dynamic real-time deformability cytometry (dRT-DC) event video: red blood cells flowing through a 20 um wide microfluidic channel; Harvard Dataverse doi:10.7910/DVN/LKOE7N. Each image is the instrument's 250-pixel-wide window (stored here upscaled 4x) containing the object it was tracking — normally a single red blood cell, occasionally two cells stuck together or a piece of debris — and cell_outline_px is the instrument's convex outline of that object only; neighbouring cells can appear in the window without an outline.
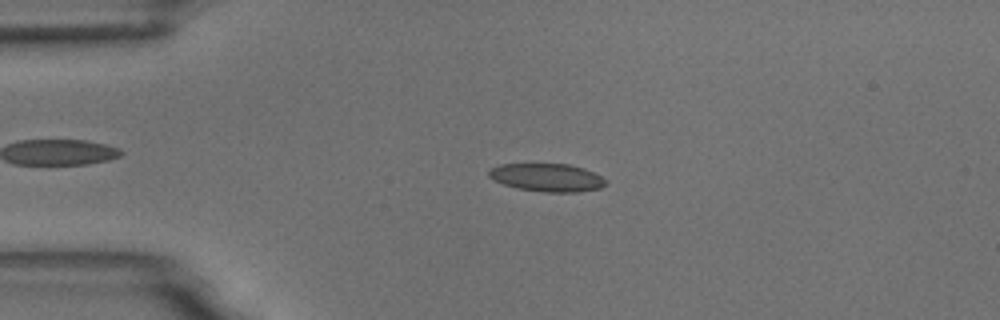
{"species": "common noctule bat (a hibernating species)", "species_latin": "Nyctalus noctula", "temperature_condition": "room temperature", "stored_images_in_passage": 54, "camera_frame_rate_fps": 3000, "um_per_image_px": 0.085, "animal": {"sex": "male", "body_mass_g": 18.8}, "frame": {"image": 1, "passage_image": 12, "time_ms": 3.667, "image_size_px": [1000, 320], "cell_outline_px": [[608, 180], [600, 188], [576, 192], [544, 192], [516, 188], [504, 184], [488, 176], [488, 168], [500, 164], [568, 164], [584, 168]], "centroid_in_image_um": [46.47, 15.08], "position_along_channel_um": 38.5, "area_um2": 19.02}}
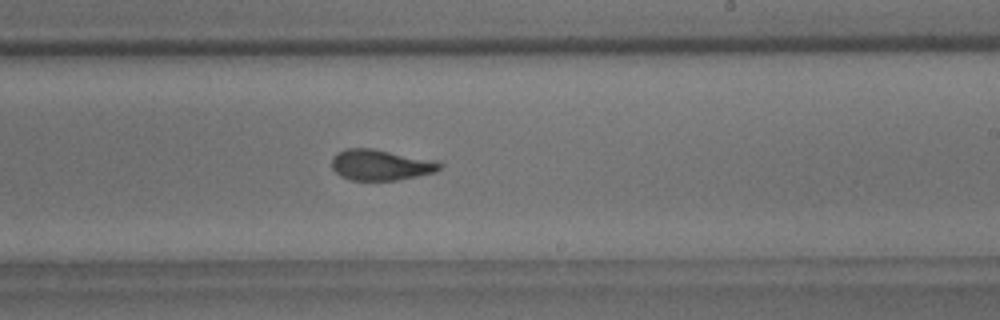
{"frame": {"image": 2, "passage_image": 32, "time_ms": 10.333, "image_size_px": [1000, 320], "cell_outline_px": [[444, 164], [436, 172], [396, 180], [352, 180], [340, 176], [332, 168], [332, 156], [336, 152], [344, 148], [372, 148], [436, 160]], "centroid_in_image_um": [32.35, 14.0], "position_along_channel_um": 256.7, "area_um2": 19.54}}
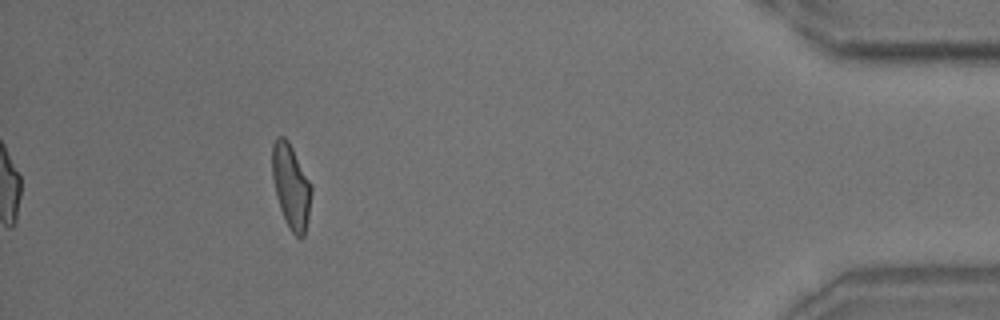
{"frame": {"image": 3, "passage_image": 49, "time_ms": 16.0, "image_size_px": [1000, 320], "cell_outline_px": [[312, 192], [308, 216], [304, 236], [300, 240], [292, 232], [284, 220], [276, 196], [272, 176], [272, 144], [276, 136], [284, 136], [288, 140], [312, 184]], "centroid_in_image_um": [24.73, 15.82], "position_along_channel_um": 410.5, "area_um2": 19.42}, "authors_computed_cell_mechanics": {"area_um2": 19.4497, "velocity_mm_per_s": 3.7133, "shape_relaxation_time_tau1_ms": 6.3245, "shape_relaxation_time_tau2_ms": 1.6675, "deformation_change_tau1": 0.1819, "deformation_change_tau2": 0.101}}